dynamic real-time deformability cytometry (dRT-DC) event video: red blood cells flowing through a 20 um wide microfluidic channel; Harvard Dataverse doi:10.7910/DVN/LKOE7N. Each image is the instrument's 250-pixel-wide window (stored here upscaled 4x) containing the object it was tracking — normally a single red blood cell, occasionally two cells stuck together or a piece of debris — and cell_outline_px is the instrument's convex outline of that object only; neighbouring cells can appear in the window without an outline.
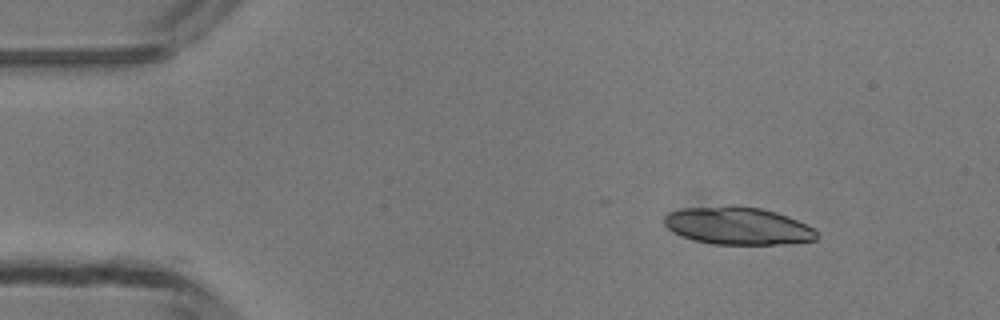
{"species": "common noctule bat (a hibernating species)", "species_latin": "Nyctalus noctula", "temperature_condition": "room temperature", "stored_images_in_passage": 37, "camera_frame_rate_fps": 3000, "um_per_image_px": 0.085, "animal": {"sex": "male", "body_mass_g": 13.3}, "frame": {"image": 1, "passage_image": 1, "time_ms": 0.0, "image_size_px": [1000, 320], "cell_outline_px": [[820, 236], [816, 240], [792, 244], [712, 244], [696, 240], [684, 236], [668, 228], [664, 224], [664, 216], [668, 212], [680, 208], [728, 204], [736, 204], [760, 208], [776, 212], [788, 216], [812, 228]], "centroid_in_image_um": [62.72, 19.17], "position_along_channel_um": 22.3, "area_um2": 33.76}, "authors_computed_cell_mechanics": {"area_um2": 18.8428, "velocity_mm_per_s": 4.1617, "shape_relaxation_time_tau1_ms": 0.8209, "shape_relaxation_time_tau2_ms": 1.5668, "deformation_change_tau1": 0.2737, "deformation_change_tau2": 0.0943}}